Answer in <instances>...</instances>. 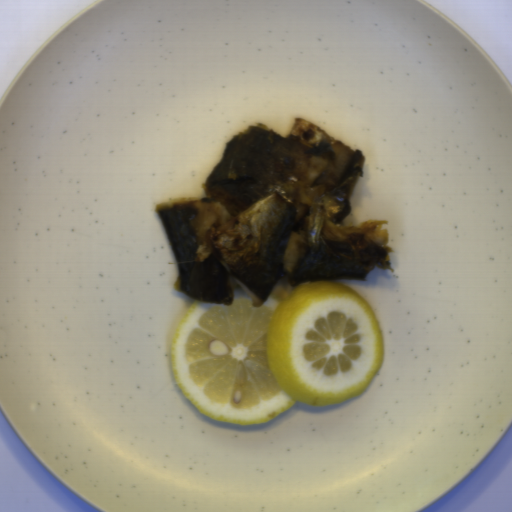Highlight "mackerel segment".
<instances>
[{"instance_id": "14911b7f", "label": "mackerel segment", "mask_w": 512, "mask_h": 512, "mask_svg": "<svg viewBox=\"0 0 512 512\" xmlns=\"http://www.w3.org/2000/svg\"><path fill=\"white\" fill-rule=\"evenodd\" d=\"M366 156L303 117L289 136L256 123L229 138L201 184L207 196L155 203L179 270L173 290L232 305L238 285L252 307L276 283L366 280L394 268L386 220L340 224Z\"/></svg>"}]
</instances>
